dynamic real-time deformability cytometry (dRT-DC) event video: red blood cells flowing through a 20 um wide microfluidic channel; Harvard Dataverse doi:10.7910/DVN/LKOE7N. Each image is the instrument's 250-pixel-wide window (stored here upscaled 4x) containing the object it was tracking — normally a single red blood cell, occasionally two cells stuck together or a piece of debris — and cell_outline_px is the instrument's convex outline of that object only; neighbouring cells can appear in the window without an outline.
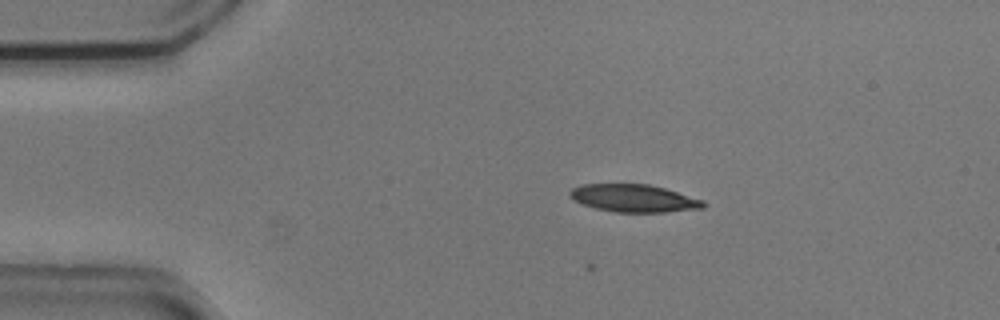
{"species": "common noctule bat (a hibernating species)", "species_latin": "Nyctalus noctula", "temperature_condition": "cold", "stored_images_in_passage": 4, "camera_frame_rate_fps": 3000, "um_per_image_px": 0.085, "animal": {"sex": "male", "body_mass_g": 20.5, "forearm_length_mm": 52.5}, "frame": {"image": 1, "passage_image": 4, "time_ms": 1.0, "image_size_px": [1000, 320], "cell_outline_px": [[708, 204], [704, 208], [664, 212], [616, 212], [596, 208], [584, 204], [568, 196], [568, 192], [572, 188], [580, 184], [648, 184], [664, 188], [704, 200]], "centroid_in_image_um": [53.89, 16.85], "position_along_channel_um": 31.1, "area_um2": 21.44}}